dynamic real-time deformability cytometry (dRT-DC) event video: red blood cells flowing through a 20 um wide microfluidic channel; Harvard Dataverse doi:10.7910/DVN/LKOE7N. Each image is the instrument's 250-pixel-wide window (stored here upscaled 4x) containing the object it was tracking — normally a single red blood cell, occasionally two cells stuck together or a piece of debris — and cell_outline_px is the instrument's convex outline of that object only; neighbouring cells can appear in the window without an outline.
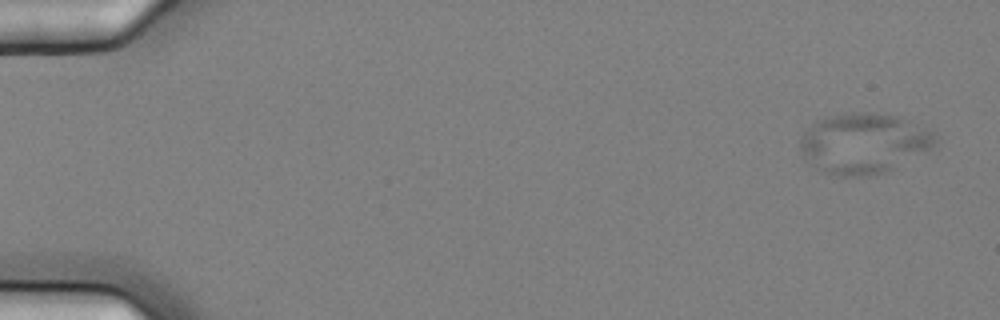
{"species": "common noctule bat (a hibernating species)", "species_latin": "Nyctalus noctula", "temperature_condition": "cold", "stored_images_in_passage": 5, "camera_frame_rate_fps": 3000, "um_per_image_px": 0.085, "animal": {"sex": "female", "body_mass_g": 25.1}, "frame": {"image": 1, "passage_image": 2, "time_ms": 0.333, "image_size_px": [1000, 320], "cell_outline_px": [[936, 140], [928, 148], [888, 172], [868, 176], [840, 176], [824, 172], [816, 168], [800, 148], [800, 140], [804, 132], [816, 120], [824, 116], [848, 112], [872, 112], [896, 116], [912, 120], [936, 132]], "centroid_in_image_um": [73.42, 12.15], "position_along_channel_um": 11.6, "area_um2": 47.4}}